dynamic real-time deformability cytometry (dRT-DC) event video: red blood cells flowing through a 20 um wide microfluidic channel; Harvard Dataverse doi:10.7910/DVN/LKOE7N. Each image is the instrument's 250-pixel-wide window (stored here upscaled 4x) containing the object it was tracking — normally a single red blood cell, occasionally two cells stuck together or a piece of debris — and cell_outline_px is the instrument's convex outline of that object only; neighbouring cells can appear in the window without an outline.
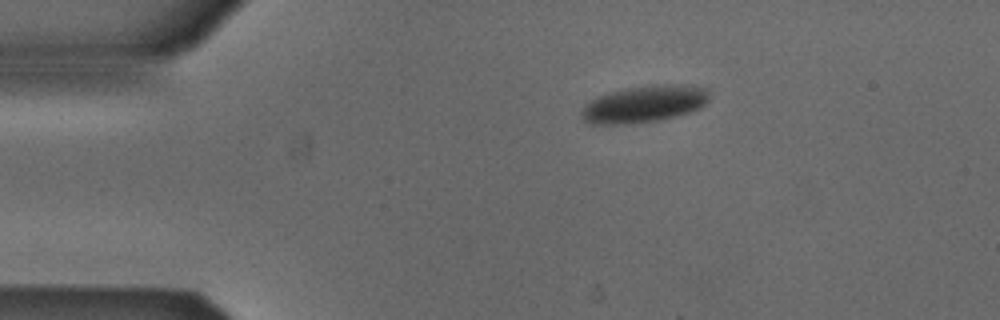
{"species": "Egyptian fruit bat (a non-hibernating species)", "species_latin": "Rousettus aegyptiacus", "temperature_condition": "cold", "stored_images_in_passage": 5, "camera_frame_rate_fps": 3000, "um_per_image_px": 0.085, "animal": {"sex": "male"}, "frame": {"image": 1, "passage_image": 1, "time_ms": 0.0, "image_size_px": [1000, 320], "cell_outline_px": [[708, 100], [700, 108], [676, 116], [660, 120], [628, 124], [588, 124], [580, 116], [580, 108], [584, 104], [596, 96], [624, 88], [648, 84], [692, 84], [708, 88]], "centroid_in_image_um": [54.72, 8.82], "position_along_channel_um": 30.3, "area_um2": 28.15}}
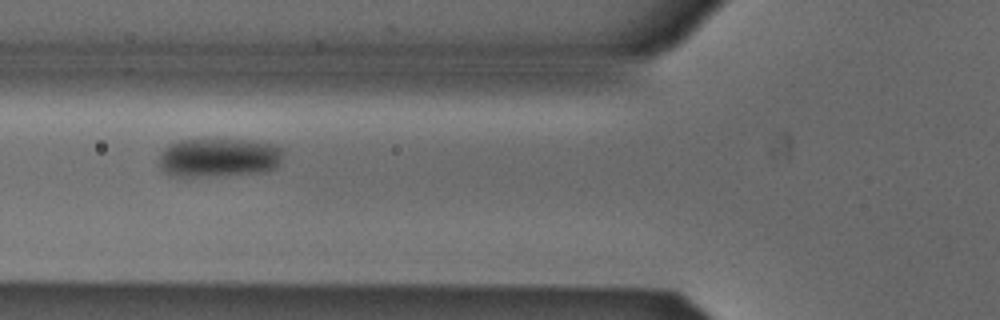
{"frame": {"image": 2, "passage_image": 4, "time_ms": 1.0, "image_size_px": [1000, 320], "cell_outline_px": [[284, 152], [280, 164], [276, 168], [264, 172], [208, 176], [172, 176], [164, 172], [160, 168], [160, 156], [164, 148], [180, 140], [216, 136], [252, 140], [272, 144], [284, 148]], "centroid_in_image_um": [18.64, 13.34], "position_along_channel_um": 107.2, "area_um2": 29.25}}
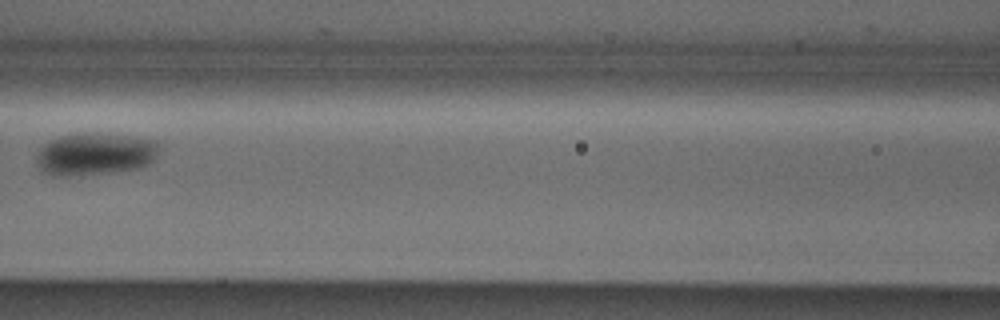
{"frame": {"image": 3, "passage_image": 5, "time_ms": 1.333, "image_size_px": [1000, 320], "cell_outline_px": [[160, 144], [156, 156], [148, 164], [140, 168], [112, 172], [68, 176], [52, 176], [40, 172], [36, 164], [36, 156], [40, 148], [44, 144], [60, 136], [76, 132], [96, 132], [132, 136], [156, 140]], "centroid_in_image_um": [8.05, 13.08], "position_along_channel_um": 158.6, "area_um2": 30.92}}